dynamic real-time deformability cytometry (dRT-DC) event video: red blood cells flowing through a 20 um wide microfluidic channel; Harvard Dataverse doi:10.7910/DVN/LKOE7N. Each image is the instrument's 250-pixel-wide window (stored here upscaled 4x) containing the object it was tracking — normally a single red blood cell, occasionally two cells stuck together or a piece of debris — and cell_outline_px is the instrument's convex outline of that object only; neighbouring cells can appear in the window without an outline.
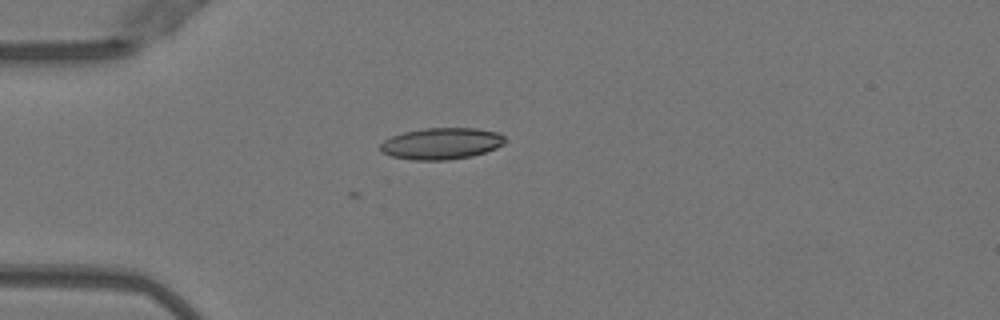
{"species": "Egyptian fruit bat (a non-hibernating species)", "species_latin": "Rousettus aegyptiacus", "temperature_condition": "warm", "stored_images_in_passage": 3, "camera_frame_rate_fps": 3000, "um_per_image_px": 0.085, "animal": {"sex": "female"}, "frame": {"image": 1, "passage_image": 3, "time_ms": 0.667, "image_size_px": [1000, 320], "cell_outline_px": [[508, 140], [504, 144], [496, 148], [472, 156], [448, 160], [412, 160], [392, 156], [380, 152], [380, 144], [384, 140], [392, 136], [404, 132], [424, 128], [476, 128], [500, 132]], "centroid_in_image_um": [37.55, 12.2], "position_along_channel_um": 47.5, "area_um2": 23.12}}